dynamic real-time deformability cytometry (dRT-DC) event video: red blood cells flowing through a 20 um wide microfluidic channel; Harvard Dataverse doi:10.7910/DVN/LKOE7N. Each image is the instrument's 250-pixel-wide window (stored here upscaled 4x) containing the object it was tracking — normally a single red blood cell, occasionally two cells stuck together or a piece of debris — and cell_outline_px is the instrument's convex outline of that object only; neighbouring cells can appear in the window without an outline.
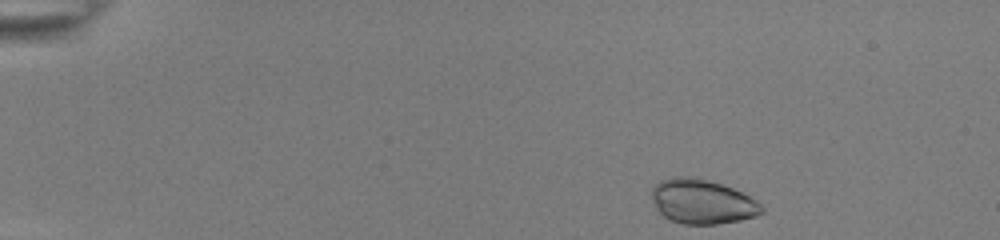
{"species": "common noctule bat (a hibernating species)", "species_latin": "Nyctalus noctula", "temperature_condition": "room temperature", "stored_images_in_passage": 46, "camera_frame_rate_fps": 3000, "um_per_image_px": 0.085, "animal": {"sex": "female", "body_mass_g": 22.0, "forearm_length_mm": 56.7}, "frame": {"image": 1, "passage_image": 1, "time_ms": 0.0, "image_size_px": [1000, 240], "cell_outline_px": [[764, 212], [756, 216], [740, 220], [716, 224], [684, 224], [672, 220], [664, 216], [656, 208], [652, 200], [652, 188], [660, 180], [672, 176], [688, 176], [708, 180], [732, 188], [756, 200], [764, 208]], "centroid_in_image_um": [59.67, 17.13], "position_along_channel_um": 25.3, "area_um2": 28.38}}
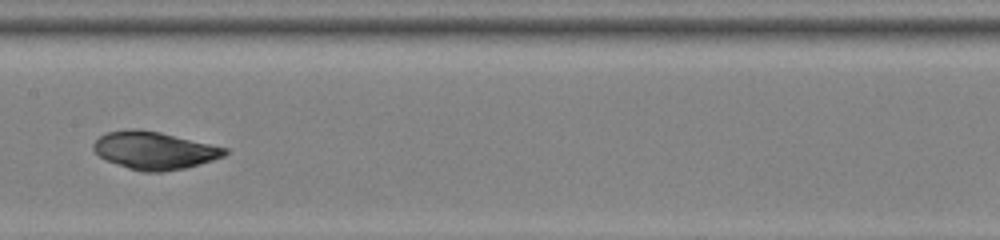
{"frame": {"image": 2, "passage_image": 22, "time_ms": 7.0, "image_size_px": [1000, 240], "cell_outline_px": [[228, 152], [224, 156], [200, 164], [184, 168], [160, 172], [144, 172], [128, 168], [104, 160], [92, 148], [92, 144], [100, 136], [108, 132], [128, 128], [136, 128], [160, 132], [228, 148]], "centroid_in_image_um": [13.1, 12.78], "position_along_channel_um": 194.3, "area_um2": 28.84}}
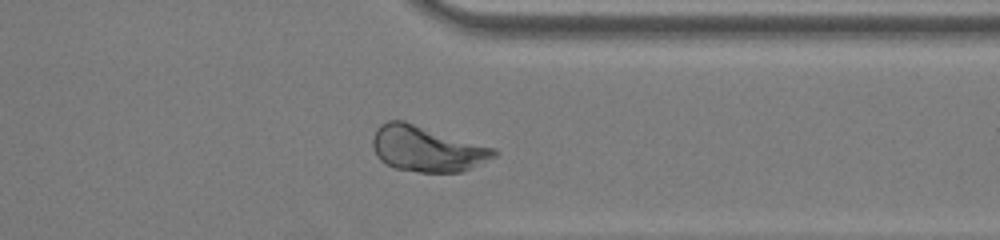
{"frame": {"image": 3, "passage_image": 36, "time_ms": 11.667, "image_size_px": [1000, 240], "cell_outline_px": [[500, 152], [496, 156], [472, 168], [460, 172], [420, 172], [396, 168], [384, 164], [376, 156], [372, 148], [372, 136], [376, 128], [380, 124], [388, 120], [404, 120], [496, 148]], "centroid_in_image_um": [36.27, 12.63], "position_along_channel_um": 375.1, "area_um2": 32.71}, "authors_computed_cell_mechanics": {"area_um2": 29.1601, "velocity_mm_per_s": 3.8725, "shape_relaxation_time_tau1_ms": 5.5851, "shape_relaxation_time_tau2_ms": null, "deformation_change_tau1": 0.0943, "deformation_change_tau2": null}}